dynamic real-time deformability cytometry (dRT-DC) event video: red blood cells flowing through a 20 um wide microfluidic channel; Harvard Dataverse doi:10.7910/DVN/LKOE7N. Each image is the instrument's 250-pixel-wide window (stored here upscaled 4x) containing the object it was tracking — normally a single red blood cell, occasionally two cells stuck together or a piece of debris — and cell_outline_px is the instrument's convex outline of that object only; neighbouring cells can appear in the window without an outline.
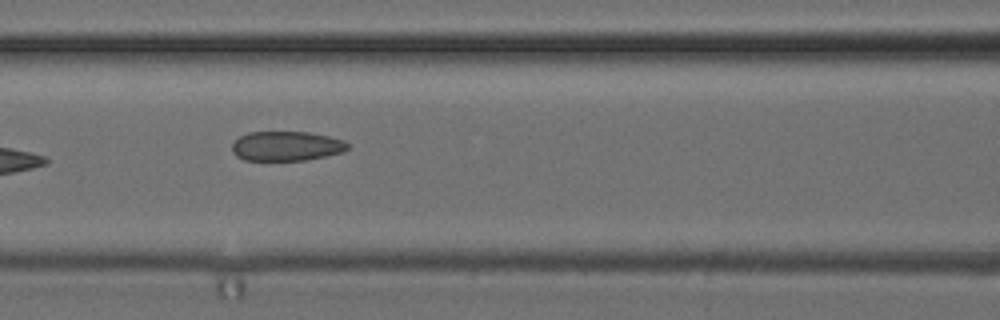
{"species": "common noctule bat (a hibernating species)", "species_latin": "Nyctalus noctula", "temperature_condition": "cold", "stored_images_in_passage": 6, "camera_frame_rate_fps": 3000, "um_per_image_px": 0.085, "animal": {"sex": "female", "body_mass_g": 24.6, "forearm_length_mm": 56.2}, "frame": {"image": 1, "passage_image": 3, "time_ms": 2.333, "image_size_px": [1000, 320], "cell_outline_px": [[348, 148], [344, 152], [304, 160], [244, 160], [236, 156], [232, 152], [232, 144], [240, 136], [248, 132], [308, 132], [328, 136], [344, 140], [348, 144]], "centroid_in_image_um": [24.33, 12.41], "position_along_channel_um": 142.3, "area_um2": 19.88}}
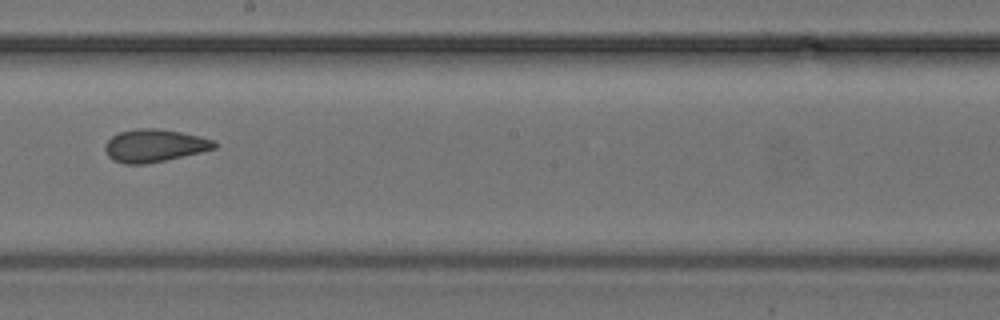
{"frame": {"image": 2, "passage_image": 5, "time_ms": 4.667, "image_size_px": [1000, 320], "cell_outline_px": [[216, 148], [200, 152], [164, 160], [144, 164], [124, 164], [112, 160], [108, 156], [104, 148], [104, 144], [112, 136], [120, 132], [136, 128], [156, 128], [180, 132], [200, 136], [216, 140]], "centroid_in_image_um": [13.1, 12.37], "position_along_channel_um": 235.1, "area_um2": 20.81}}
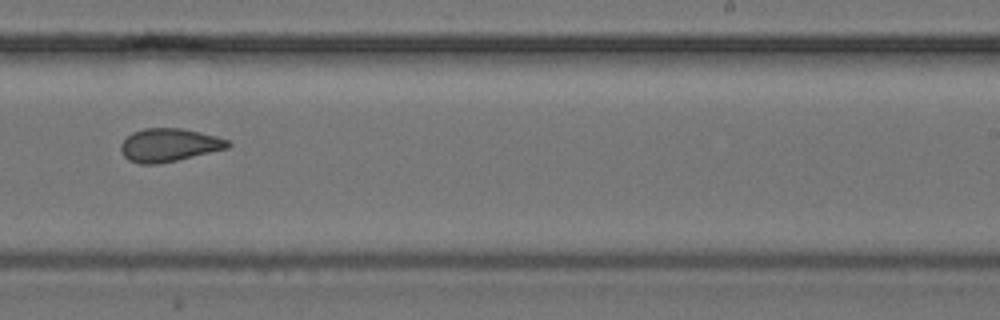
{"frame": {"image": 3, "passage_image": 6, "time_ms": 5.667, "image_size_px": [1000, 320], "cell_outline_px": [[232, 144], [228, 148], [176, 160], [156, 164], [140, 164], [128, 160], [124, 156], [120, 148], [120, 144], [132, 132], [144, 128], [184, 128], [216, 136], [228, 140]], "centroid_in_image_um": [14.36, 12.32], "position_along_channel_um": 274.6, "area_um2": 20.63}}